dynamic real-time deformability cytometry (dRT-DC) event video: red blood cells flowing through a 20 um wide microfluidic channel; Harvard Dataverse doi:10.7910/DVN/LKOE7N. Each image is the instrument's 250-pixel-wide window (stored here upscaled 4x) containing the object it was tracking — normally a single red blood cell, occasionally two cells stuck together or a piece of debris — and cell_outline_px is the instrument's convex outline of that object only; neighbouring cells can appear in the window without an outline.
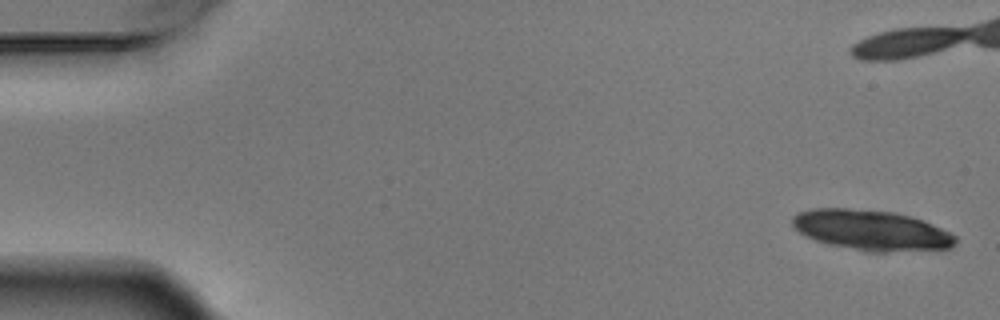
{"species": "Egyptian fruit bat (a non-hibernating species)", "species_latin": "Rousettus aegyptiacus", "temperature_condition": "warm", "stored_images_in_passage": 9, "camera_frame_rate_fps": 3000, "um_per_image_px": 0.085, "animal": {"sex": "male"}, "frame": {"image": 1, "passage_image": 1, "time_ms": 0.0, "image_size_px": [1000, 320], "cell_outline_px": [[956, 244], [952, 248], [884, 252], [876, 252], [828, 244], [804, 236], [792, 224], [792, 216], [800, 212], [812, 208], [848, 208], [896, 212], [924, 220], [956, 236]], "centroid_in_image_um": [74.07, 19.56], "position_along_channel_um": 10.9, "area_um2": 38.15}}